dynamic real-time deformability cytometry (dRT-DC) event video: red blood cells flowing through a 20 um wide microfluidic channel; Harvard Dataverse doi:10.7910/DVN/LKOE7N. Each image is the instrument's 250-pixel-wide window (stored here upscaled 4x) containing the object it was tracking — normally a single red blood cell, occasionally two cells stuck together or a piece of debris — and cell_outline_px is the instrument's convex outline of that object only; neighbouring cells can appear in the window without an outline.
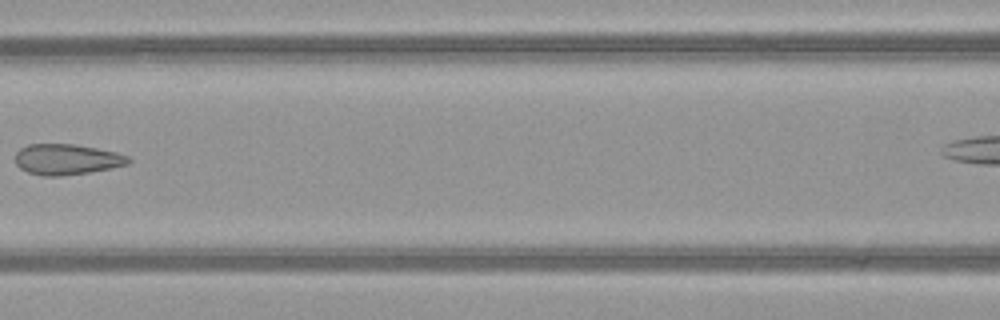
{"species": "common noctule bat (a hibernating species)", "species_latin": "Nyctalus noctula", "temperature_condition": "warm", "stored_images_in_passage": 8, "segment_of_instrument_passage": [1, 2], "camera_frame_rate_fps": 3000, "um_per_image_px": 0.085, "animal": {"sex": "female", "body_mass_g": 21.9}, "frame": {"image": 1, "passage_image": 6, "time_ms": 1.667, "image_size_px": [1000, 320], "cell_outline_px": [[132, 160], [128, 164], [112, 168], [88, 172], [60, 176], [44, 176], [28, 172], [20, 168], [16, 164], [16, 152], [20, 148], [28, 144], [76, 144], [116, 152], [128, 156]], "centroid_in_image_um": [5.68, 13.54], "position_along_channel_um": 160.9, "area_um2": 20.23}}
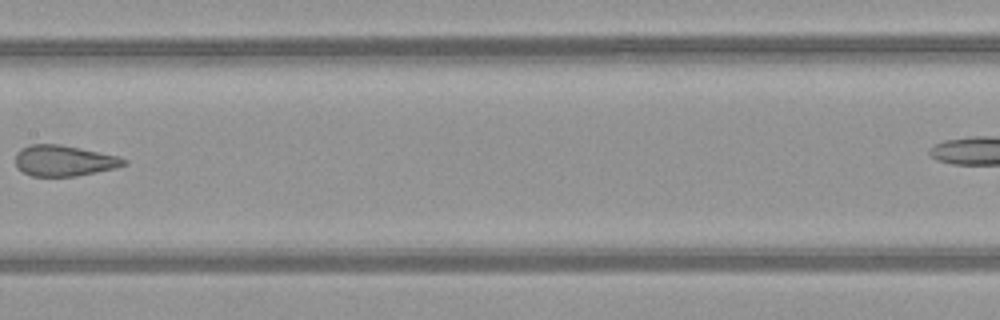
{"frame": {"image": 2, "passage_image": 7, "time_ms": 2.0, "image_size_px": [1000, 320], "cell_outline_px": [[128, 164], [116, 168], [76, 176], [32, 176], [24, 172], [16, 164], [16, 152], [20, 148], [32, 144], [60, 144], [120, 156], [128, 160]], "centroid_in_image_um": [5.48, 13.65], "position_along_channel_um": 201.9, "area_um2": 19.54}}